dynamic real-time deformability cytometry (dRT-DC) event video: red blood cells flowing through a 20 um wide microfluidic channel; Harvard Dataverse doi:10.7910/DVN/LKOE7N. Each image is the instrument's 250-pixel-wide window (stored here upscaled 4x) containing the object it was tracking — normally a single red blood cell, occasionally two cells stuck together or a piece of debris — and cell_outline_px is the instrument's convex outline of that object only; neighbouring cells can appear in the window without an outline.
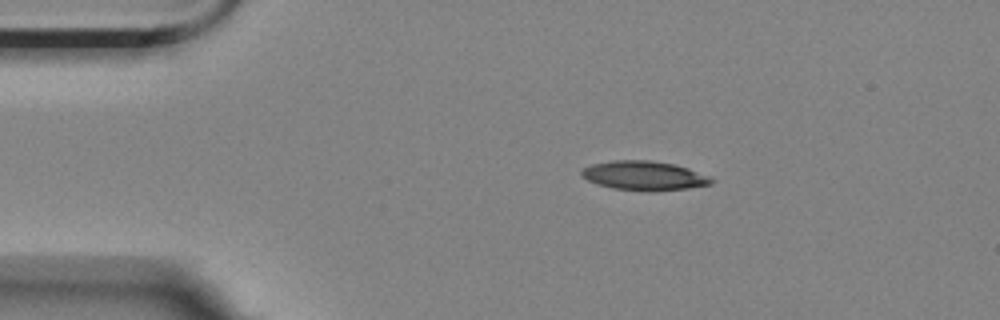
{"species": "Egyptian fruit bat (a non-hibernating species)", "species_latin": "Rousettus aegyptiacus", "temperature_condition": "room temperature", "stored_images_in_passage": 47, "camera_frame_rate_fps": 3000, "um_per_image_px": 0.085, "animal": {"sex": "female"}, "frame": {"image": 1, "passage_image": 1, "time_ms": 0.0, "image_size_px": [1000, 320], "cell_outline_px": [[716, 180], [712, 184], [688, 188], [652, 192], [648, 192], [612, 188], [596, 184], [580, 176], [580, 168], [592, 164], [612, 160], [652, 160], [676, 164], [712, 176]], "centroid_in_image_um": [54.76, 14.93], "position_along_channel_um": 30.2, "area_um2": 22.72}}
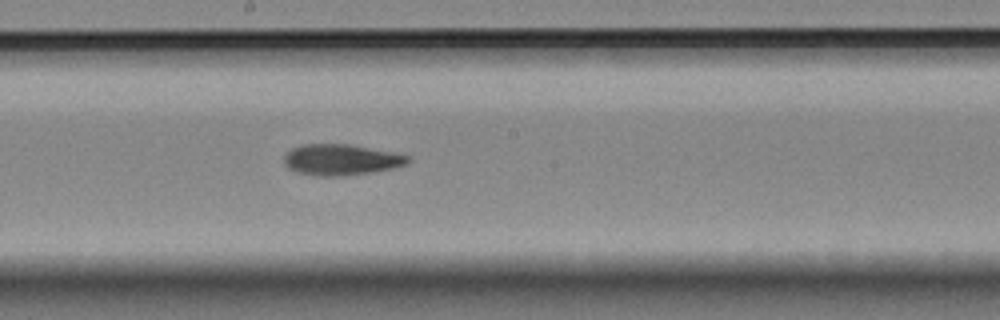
{"frame": {"image": 2, "passage_image": 21, "time_ms": 6.667, "image_size_px": [1000, 320], "cell_outline_px": [[412, 160], [408, 164], [396, 168], [372, 172], [344, 176], [316, 176], [296, 172], [288, 168], [284, 164], [284, 156], [292, 148], [300, 144], [352, 144], [412, 156]], "centroid_in_image_um": [29.03, 13.58], "position_along_channel_um": 219.2, "area_um2": 22.77}}
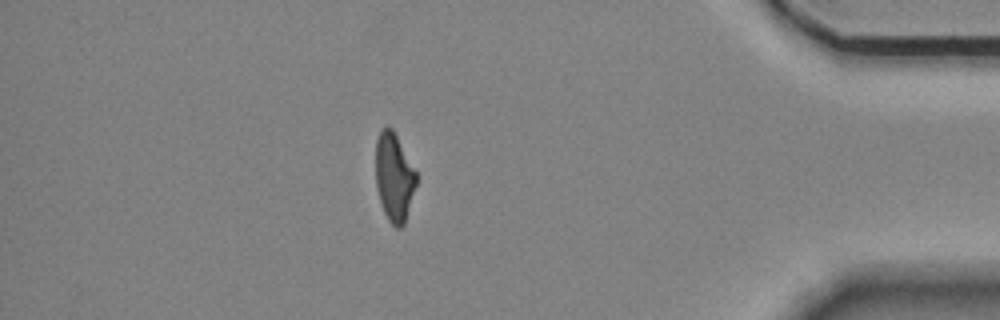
{"frame": {"image": 3, "passage_image": 40, "time_ms": 13.0, "image_size_px": [1000, 320], "cell_outline_px": [[416, 184], [404, 224], [400, 228], [396, 228], [388, 220], [380, 204], [376, 188], [376, 140], [380, 132], [388, 124], [392, 128], [416, 172]], "centroid_in_image_um": [33.48, 15.07], "position_along_channel_um": 401.7, "area_um2": 20.69}, "authors_computed_cell_mechanics": {"area_um2": 22.1952, "velocity_mm_per_s": 3.5262, "shape_relaxation_time_tau1_ms": 10.6505, "shape_relaxation_time_tau2_ms": 6.168, "deformation_change_tau1": 0.2786, "deformation_change_tau2": 0.1471}}